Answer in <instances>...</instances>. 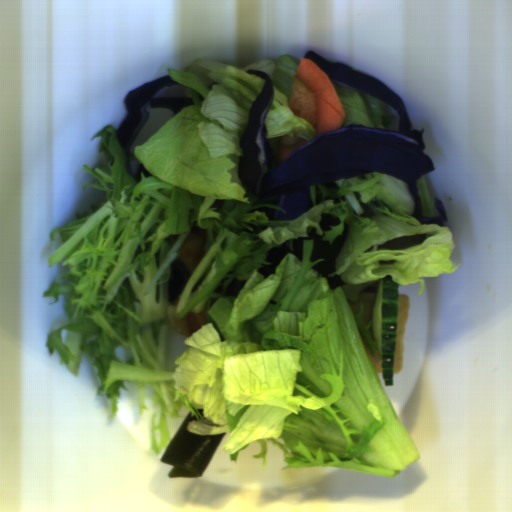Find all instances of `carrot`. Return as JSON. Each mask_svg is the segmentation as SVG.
<instances>
[{
    "mask_svg": "<svg viewBox=\"0 0 512 512\" xmlns=\"http://www.w3.org/2000/svg\"><path fill=\"white\" fill-rule=\"evenodd\" d=\"M289 107L314 130L315 138L338 130L345 117L342 103L328 76L308 58L299 61Z\"/></svg>",
    "mask_w": 512,
    "mask_h": 512,
    "instance_id": "1",
    "label": "carrot"
},
{
    "mask_svg": "<svg viewBox=\"0 0 512 512\" xmlns=\"http://www.w3.org/2000/svg\"><path fill=\"white\" fill-rule=\"evenodd\" d=\"M308 143L307 139L299 136H281L278 143L276 155V168L287 161V159L299 148Z\"/></svg>",
    "mask_w": 512,
    "mask_h": 512,
    "instance_id": "2",
    "label": "carrot"
}]
</instances>
